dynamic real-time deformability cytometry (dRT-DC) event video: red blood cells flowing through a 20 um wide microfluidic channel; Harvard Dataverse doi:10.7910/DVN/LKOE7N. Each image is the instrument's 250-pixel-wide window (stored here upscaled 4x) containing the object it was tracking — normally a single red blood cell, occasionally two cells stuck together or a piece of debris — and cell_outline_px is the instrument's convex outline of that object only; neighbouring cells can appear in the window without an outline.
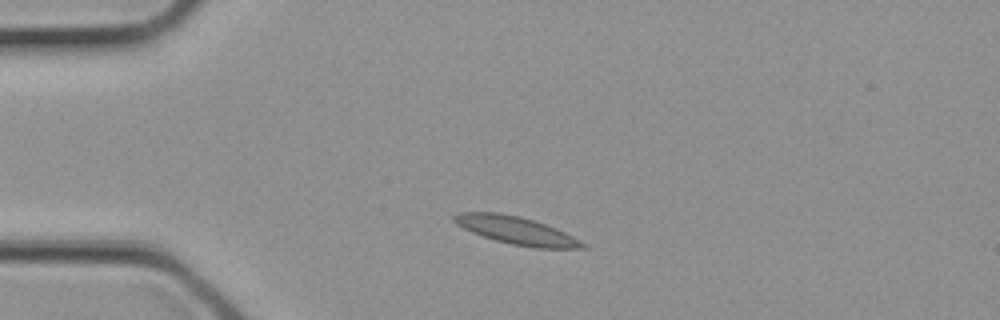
{"species": "common noctule bat (a hibernating species)", "species_latin": "Nyctalus noctula", "temperature_condition": "cold", "stored_images_in_passage": 1, "camera_frame_rate_fps": 3000, "um_per_image_px": 0.085, "animal": {"sex": "female", "body_mass_g": 21.9}, "frame": {"image": 1, "passage_image": 1, "time_ms": 0.0, "image_size_px": [1000, 320], "cell_outline_px": [[588, 248], [536, 248], [512, 244], [496, 240], [472, 232], [456, 224], [452, 220], [452, 216], [460, 212], [500, 212], [520, 216], [556, 228], [588, 244]], "centroid_in_image_um": [43.89, 19.58], "position_along_channel_um": 41.1, "area_um2": 20.63}}